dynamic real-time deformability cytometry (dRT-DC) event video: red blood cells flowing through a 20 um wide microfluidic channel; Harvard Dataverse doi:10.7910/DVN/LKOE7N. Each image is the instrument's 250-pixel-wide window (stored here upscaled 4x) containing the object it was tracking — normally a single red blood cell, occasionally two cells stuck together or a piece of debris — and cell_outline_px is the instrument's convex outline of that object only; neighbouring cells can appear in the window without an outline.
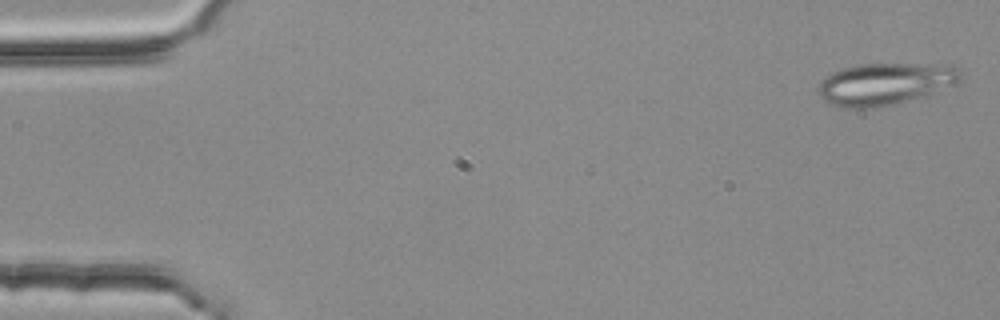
{"species": "common noctule bat (a hibernating species)", "species_latin": "Nyctalus noctula", "temperature_condition": "room temperature", "stored_images_in_passage": 53, "segment_of_instrument_passage": [1, 2], "camera_frame_rate_fps": 3000, "um_per_image_px": 0.085, "animal": {"sex": "female", "body_mass_g": 25.1}, "frame": {"image": 1, "passage_image": 1, "time_ms": 0.0, "image_size_px": [1000, 320], "cell_outline_px": [[964, 80], [928, 96], [892, 104], [868, 108], [840, 108], [828, 104], [816, 92], [820, 84], [832, 72], [844, 68], [860, 64], [952, 64], [960, 68], [964, 76]], "centroid_in_image_um": [75.32, 7.13], "position_along_channel_um": 9.7, "area_um2": 35.37}}